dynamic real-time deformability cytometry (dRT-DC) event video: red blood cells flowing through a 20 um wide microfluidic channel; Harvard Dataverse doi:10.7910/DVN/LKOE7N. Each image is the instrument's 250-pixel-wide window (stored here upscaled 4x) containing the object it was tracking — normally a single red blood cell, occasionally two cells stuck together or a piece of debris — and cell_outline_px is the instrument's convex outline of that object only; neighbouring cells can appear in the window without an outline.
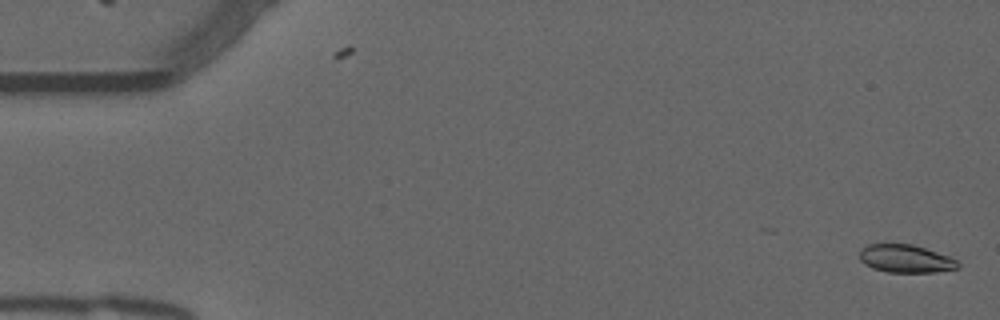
{"species": "common noctule bat (a hibernating species)", "species_latin": "Nyctalus noctula", "temperature_condition": "warm", "stored_images_in_passage": 51, "camera_frame_rate_fps": 3000, "um_per_image_px": 0.085, "animal": {"sex": "male", "forearm_length_mm": 52.5}, "frame": {"image": 1, "passage_image": 2, "time_ms": 0.333, "image_size_px": [1000, 320], "cell_outline_px": [[960, 268], [936, 272], [888, 272], [872, 268], [864, 264], [860, 260], [860, 248], [868, 244], [912, 244], [948, 256], [956, 260], [960, 264]], "centroid_in_image_um": [76.96, 21.99], "position_along_channel_um": 8.0, "area_um2": 16.01}}
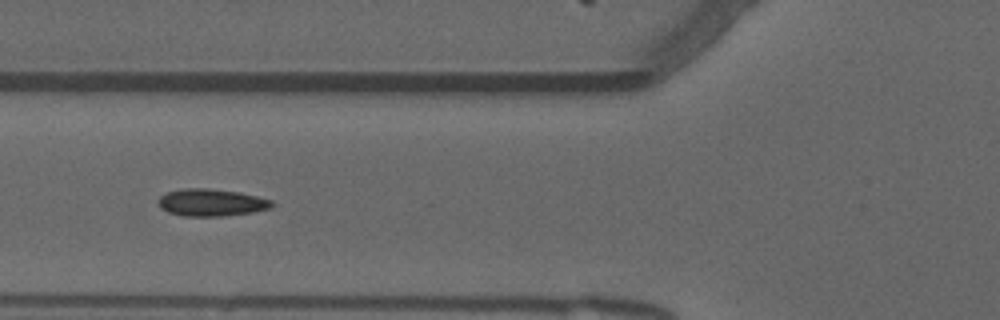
{"frame": {"image": 2, "passage_image": 21, "time_ms": 6.667, "image_size_px": [1000, 320], "cell_outline_px": [[276, 204], [272, 208], [252, 212], [224, 216], [184, 216], [168, 212], [160, 208], [160, 196], [168, 192], [184, 188], [208, 188], [240, 192], [272, 200]], "centroid_in_image_um": [18.01, 17.21], "position_along_channel_um": 107.8, "area_um2": 18.03}}
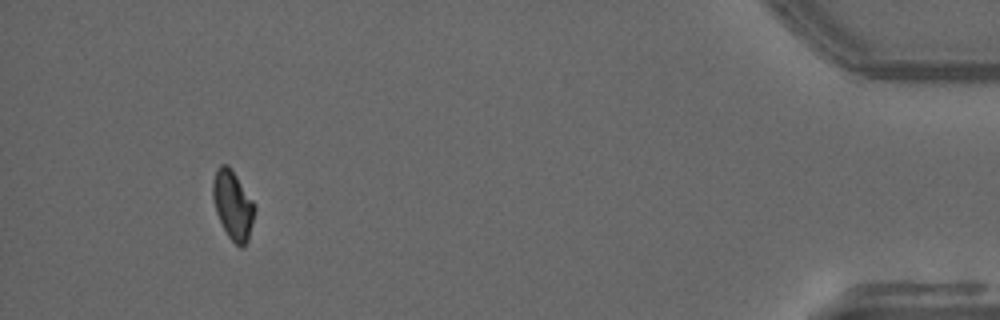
{"frame": {"image": 3, "passage_image": 51, "time_ms": 16.667, "image_size_px": [1000, 320], "cell_outline_px": [[256, 208], [248, 240], [244, 248], [240, 248], [228, 236], [216, 212], [212, 196], [212, 180], [216, 168], [220, 164], [228, 164], [232, 168], [252, 200]], "centroid_in_image_um": [19.78, 17.4], "position_along_channel_um": 415.4, "area_um2": 16.88}, "authors_computed_cell_mechanics": {"area_um2": 17.2244, "velocity_mm_per_s": 3.7933, "shape_relaxation_time_tau1_ms": null, "shape_relaxation_time_tau2_ms": 1.7652, "deformation_change_tau1": null, "deformation_change_tau2": 0.0534}}